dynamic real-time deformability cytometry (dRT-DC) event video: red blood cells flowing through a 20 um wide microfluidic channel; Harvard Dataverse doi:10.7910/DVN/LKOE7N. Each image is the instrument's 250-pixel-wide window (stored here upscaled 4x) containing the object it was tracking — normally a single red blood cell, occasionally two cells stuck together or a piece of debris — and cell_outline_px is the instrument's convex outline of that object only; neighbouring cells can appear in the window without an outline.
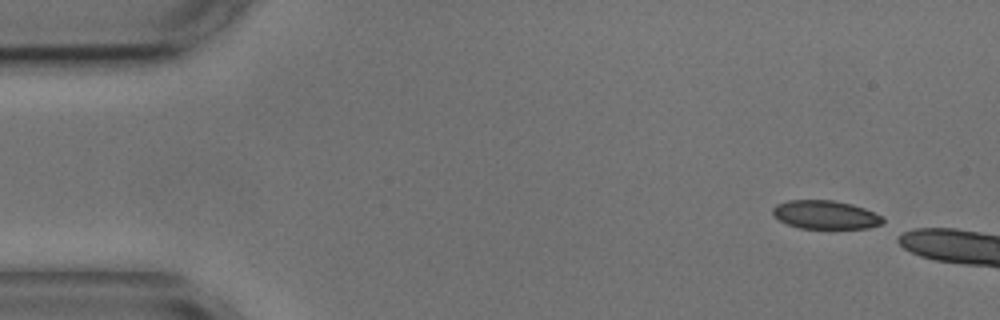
{"species": "common noctule bat (a hibernating species)", "species_latin": "Nyctalus noctula", "temperature_condition": "cold", "stored_images_in_passage": 3, "camera_frame_rate_fps": 3000, "um_per_image_px": 0.085, "animal": {"sex": "male", "body_mass_g": 17.9, "forearm_length_mm": 54.2}, "frame": {"image": 1, "passage_image": 1, "time_ms": 0.0, "image_size_px": [1000, 320], "cell_outline_px": [[884, 220], [880, 224], [868, 228], [800, 228], [788, 224], [780, 220], [772, 212], [772, 208], [776, 204], [788, 200], [832, 200], [852, 204], [864, 208], [884, 216]], "centroid_in_image_um": [70.17, 18.24], "position_along_channel_um": 14.8, "area_um2": 18.21}}